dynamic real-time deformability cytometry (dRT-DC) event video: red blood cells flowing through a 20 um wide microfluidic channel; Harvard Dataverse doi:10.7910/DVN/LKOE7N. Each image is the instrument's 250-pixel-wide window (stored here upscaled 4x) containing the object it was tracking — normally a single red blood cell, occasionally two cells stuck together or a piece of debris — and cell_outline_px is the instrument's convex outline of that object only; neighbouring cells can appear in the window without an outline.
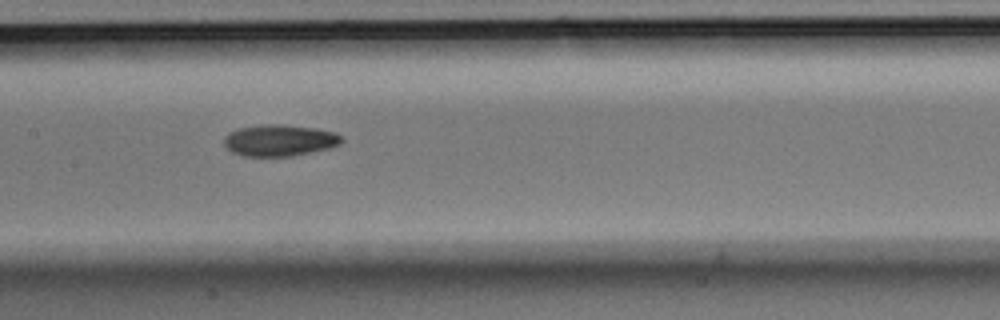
{"species": "Egyptian fruit bat (a non-hibernating species)", "species_latin": "Rousettus aegyptiacus", "temperature_condition": "room temperature", "stored_images_in_passage": 8, "camera_frame_rate_fps": 3000, "um_per_image_px": 0.085, "animal": {"sex": "male"}, "frame": {"image": 1, "passage_image": 7, "time_ms": 2.0, "image_size_px": [1000, 320], "cell_outline_px": [[344, 140], [340, 144], [328, 148], [292, 156], [244, 156], [232, 152], [224, 144], [224, 136], [240, 128], [264, 124], [280, 124], [316, 128], [336, 132]], "centroid_in_image_um": [23.78, 11.93], "position_along_channel_um": 183.6, "area_um2": 21.44}}
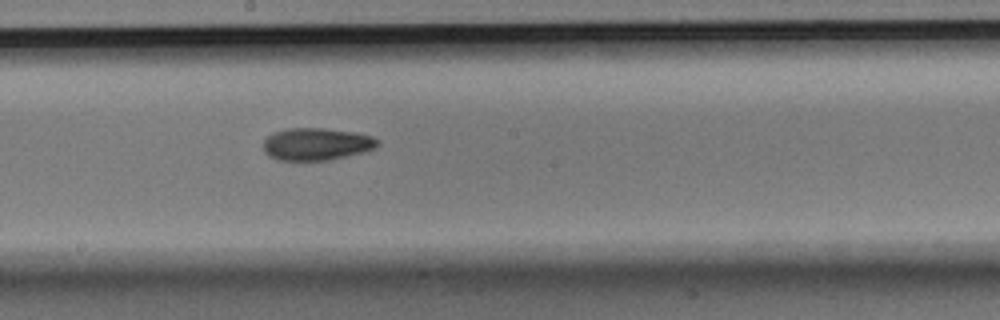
{"frame": {"image": 2, "passage_image": 8, "time_ms": 2.333, "image_size_px": [1000, 320], "cell_outline_px": [[380, 144], [376, 148], [364, 152], [328, 160], [276, 160], [268, 156], [264, 152], [264, 140], [272, 132], [288, 128], [324, 128], [352, 132], [372, 136], [380, 140]], "centroid_in_image_um": [26.9, 12.25], "position_along_channel_um": 221.3, "area_um2": 21.68}}